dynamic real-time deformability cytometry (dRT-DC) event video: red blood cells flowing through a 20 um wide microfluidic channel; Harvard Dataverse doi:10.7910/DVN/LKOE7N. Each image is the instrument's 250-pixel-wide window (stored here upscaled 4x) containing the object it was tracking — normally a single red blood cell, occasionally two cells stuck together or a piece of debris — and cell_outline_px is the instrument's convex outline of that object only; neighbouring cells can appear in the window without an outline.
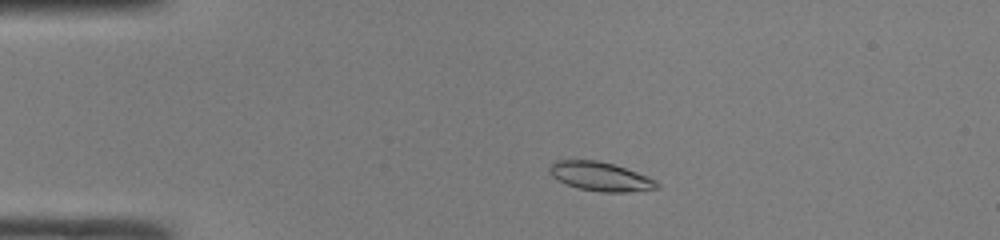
{"species": "common noctule bat (a hibernating species)", "species_latin": "Nyctalus noctula", "temperature_condition": "room temperature", "stored_images_in_passage": 44, "camera_frame_rate_fps": 3000, "um_per_image_px": 0.085, "animal": {"sex": "male", "body_mass_g": 19.0, "forearm_length_mm": 50.8}, "frame": {"image": 1, "passage_image": 6, "time_ms": 1.667, "image_size_px": [1000, 240], "cell_outline_px": [[660, 188], [624, 192], [600, 192], [580, 188], [568, 184], [552, 176], [548, 172], [548, 168], [556, 160], [596, 160], [612, 164], [648, 176], [656, 180], [660, 184]], "centroid_in_image_um": [51.05, 15.0], "position_along_channel_um": 34.0, "area_um2": 17.92}}
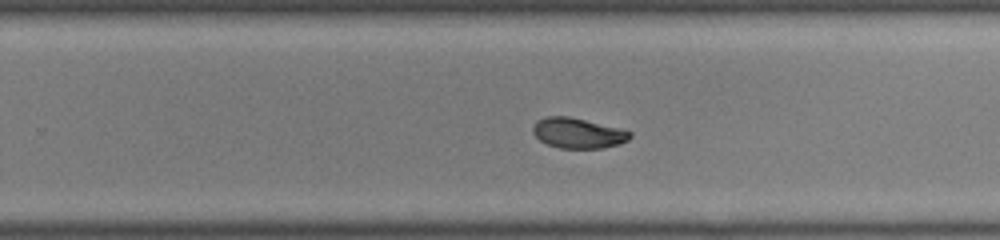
{"frame": {"image": 2, "passage_image": 27, "time_ms": 8.667, "image_size_px": [1000, 240], "cell_outline_px": [[632, 136], [628, 140], [620, 144], [604, 148], [560, 148], [548, 144], [540, 140], [532, 132], [532, 128], [536, 120], [548, 116], [568, 116], [620, 128], [632, 132]], "centroid_in_image_um": [49.14, 11.31], "position_along_channel_um": 280.7, "area_um2": 17.17}}
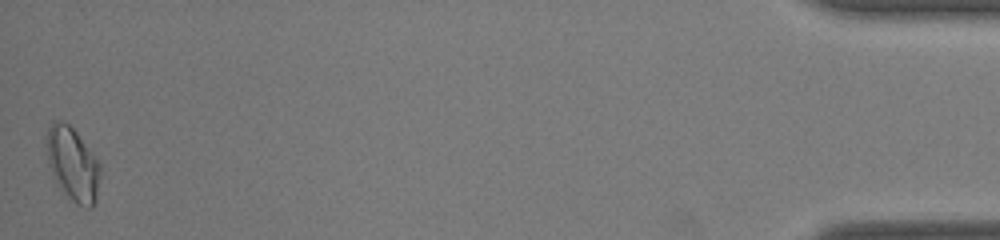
{"frame": {"image": 3, "passage_image": 44, "time_ms": 14.333, "image_size_px": [1000, 240], "cell_outline_px": [[100, 176], [96, 200], [92, 208], [88, 208], [76, 204], [56, 184], [52, 176], [48, 164], [44, 144], [44, 136], [52, 120], [60, 120], [68, 124], [76, 132], [100, 164]], "centroid_in_image_um": [6.12, 13.93], "position_along_channel_um": 429.1, "area_um2": 23.35}, "authors_computed_cell_mechanics": {"area_um2": 18.0047, "velocity_mm_per_s": 4.1983, "shape_relaxation_time_tau1_ms": 4.5419, "shape_relaxation_time_tau2_ms": 2.2051, "deformation_change_tau1": 0.1283, "deformation_change_tau2": 0.0526}}